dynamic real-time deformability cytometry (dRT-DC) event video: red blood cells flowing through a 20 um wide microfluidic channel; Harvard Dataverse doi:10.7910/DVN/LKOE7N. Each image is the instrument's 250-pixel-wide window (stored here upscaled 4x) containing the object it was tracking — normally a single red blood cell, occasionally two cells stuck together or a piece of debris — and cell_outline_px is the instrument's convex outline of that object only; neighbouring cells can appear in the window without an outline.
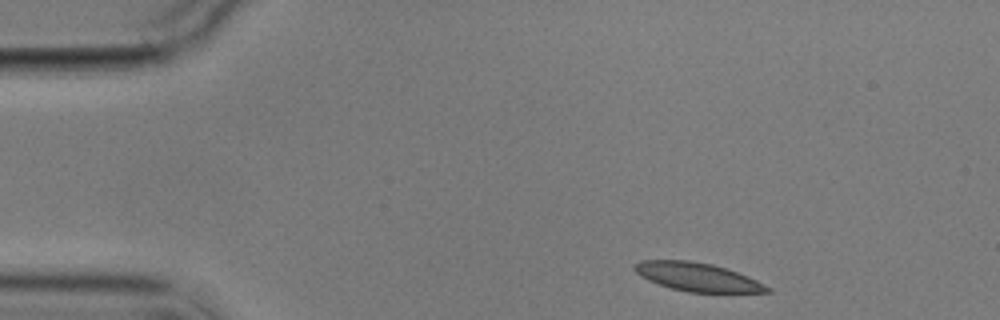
{"species": "common noctule bat (a hibernating species)", "species_latin": "Nyctalus noctula", "temperature_condition": "cold", "stored_images_in_passage": 5, "camera_frame_rate_fps": 3000, "um_per_image_px": 0.085, "animal": {"sex": "male", "body_mass_g": 17.9}, "frame": {"image": 1, "passage_image": 1, "time_ms": 0.0, "image_size_px": [1000, 320], "cell_outline_px": [[772, 292], [688, 292], [672, 288], [648, 280], [640, 276], [636, 272], [636, 264], [640, 260], [688, 260], [712, 264], [728, 268], [748, 276], [772, 288]], "centroid_in_image_um": [59.32, 23.54], "position_along_channel_um": 25.7, "area_um2": 21.85}}
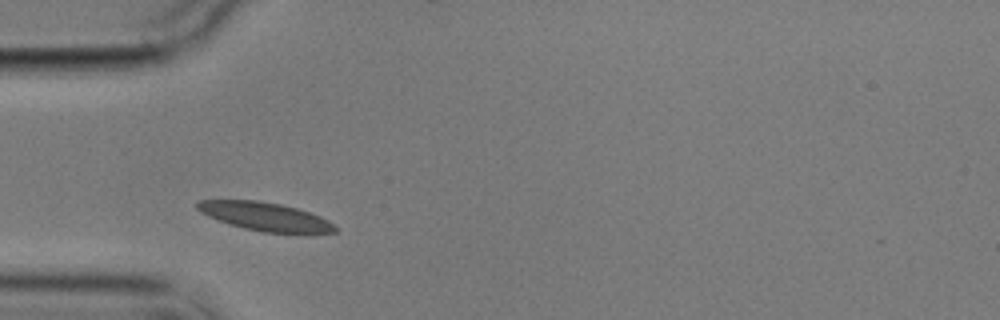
{"frame": {"image": 2, "passage_image": 4, "time_ms": 3.333, "image_size_px": [1000, 320], "cell_outline_px": [[336, 232], [308, 236], [304, 236], [260, 232], [244, 228], [208, 216], [200, 212], [196, 208], [196, 204], [200, 200], [256, 200], [280, 204], [296, 208], [320, 216], [328, 220], [336, 228]], "centroid_in_image_um": [22.64, 18.46], "position_along_channel_um": 62.4, "area_um2": 23.41}}
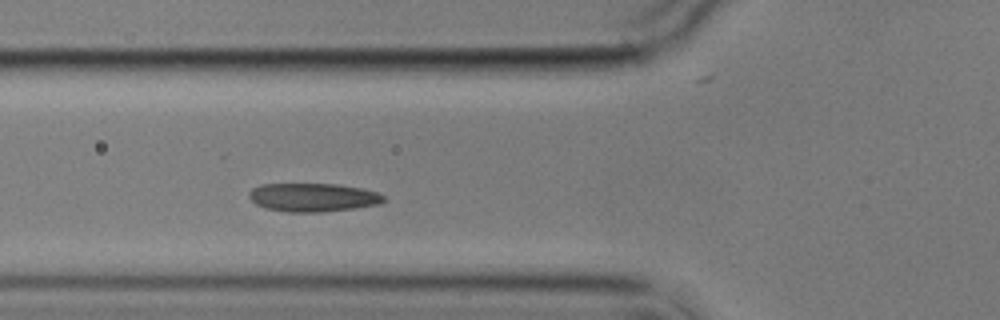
{"frame": {"image": 3, "passage_image": 5, "time_ms": 4.667, "image_size_px": [1000, 320], "cell_outline_px": [[388, 200], [380, 204], [352, 208], [320, 212], [288, 212], [264, 208], [256, 204], [248, 196], [248, 192], [252, 188], [260, 184], [340, 184], [364, 188], [376, 192], [384, 196]], "centroid_in_image_um": [26.61, 16.77], "position_along_channel_um": 99.2, "area_um2": 22.54}}